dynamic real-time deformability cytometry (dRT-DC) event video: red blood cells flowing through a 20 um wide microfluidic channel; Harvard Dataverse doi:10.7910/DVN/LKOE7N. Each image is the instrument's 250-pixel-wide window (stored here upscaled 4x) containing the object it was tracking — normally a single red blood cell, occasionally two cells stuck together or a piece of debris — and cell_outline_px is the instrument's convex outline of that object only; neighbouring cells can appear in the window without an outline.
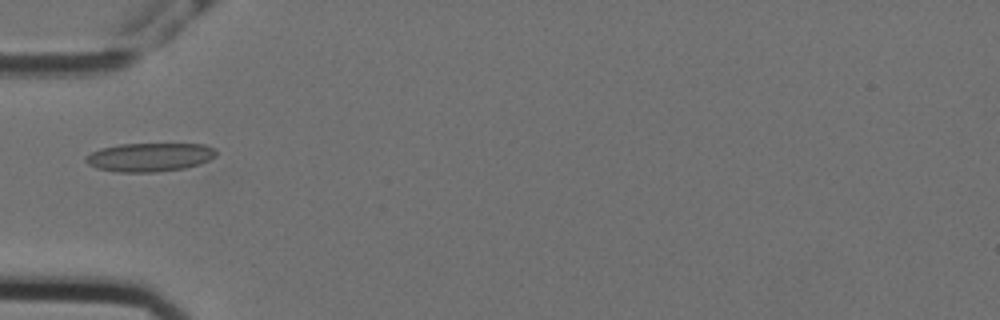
{"species": "Egyptian fruit bat (a non-hibernating species)", "species_latin": "Rousettus aegyptiacus", "temperature_condition": "cold", "stored_images_in_passage": 39, "camera_frame_rate_fps": 3000, "um_per_image_px": 0.085, "animal": {"sex": "female"}, "frame": {"image": 1, "passage_image": 1, "time_ms": 0.0, "image_size_px": [1000, 320], "cell_outline_px": [[216, 156], [200, 164], [184, 168], [156, 172], [116, 172], [96, 168], [88, 164], [84, 160], [84, 156], [100, 148], [120, 144], [204, 144], [216, 148]], "centroid_in_image_um": [12.7, 13.36], "position_along_channel_um": 72.3, "area_um2": 21.91}}
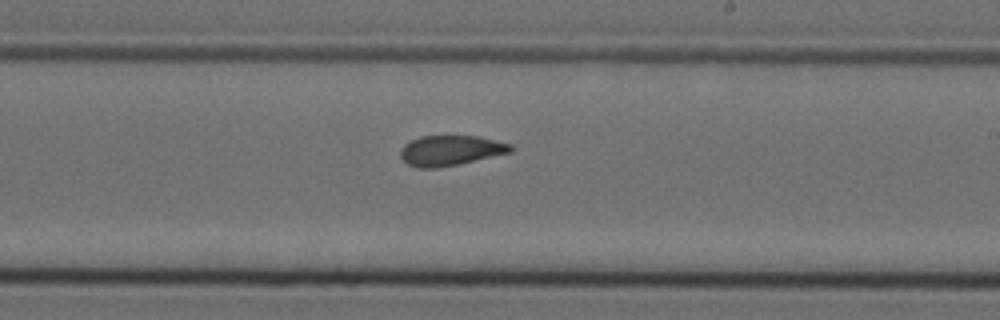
{"frame": {"image": 2, "passage_image": 16, "time_ms": 5.0, "image_size_px": [1000, 320], "cell_outline_px": [[512, 152], [456, 164], [436, 168], [416, 168], [408, 164], [400, 156], [400, 148], [404, 144], [420, 136], [476, 136], [512, 144]], "centroid_in_image_um": [38.26, 12.79], "position_along_channel_um": 250.7, "area_um2": 19.19}}
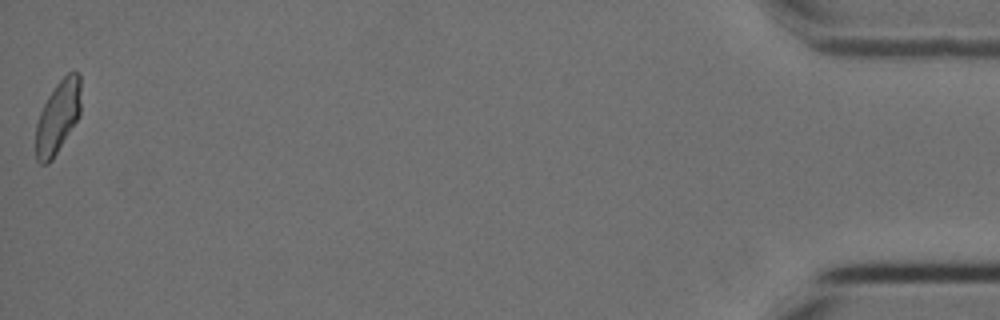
{"frame": {"image": 3, "passage_image": 39, "time_ms": 12.667, "image_size_px": [1000, 320], "cell_outline_px": [[80, 116], [52, 160], [48, 164], [40, 164], [36, 160], [36, 124], [40, 112], [48, 96], [56, 84], [68, 72], [80, 72]], "centroid_in_image_um": [4.92, 9.95], "position_along_channel_um": 430.3, "area_um2": 19.13}}